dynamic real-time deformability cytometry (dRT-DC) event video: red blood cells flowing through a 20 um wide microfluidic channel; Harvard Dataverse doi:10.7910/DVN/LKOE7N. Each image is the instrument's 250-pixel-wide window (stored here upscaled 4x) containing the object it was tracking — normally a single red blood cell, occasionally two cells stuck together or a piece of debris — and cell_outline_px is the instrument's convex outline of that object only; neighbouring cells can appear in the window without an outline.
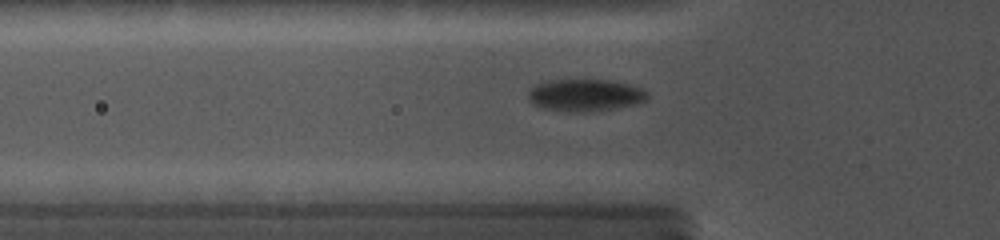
{"species": "common noctule bat (a hibernating species)", "species_latin": "Nyctalus noctula", "temperature_condition": "cold", "stored_images_in_passage": 51, "camera_frame_rate_fps": 5000, "um_per_image_px": 0.085, "animal": {"sex": "female", "body_mass_g": 19.0, "forearm_length_mm": 56.7}, "frame": {"image": 1, "passage_image": 10, "time_ms": 3.4, "image_size_px": [1000, 240], "cell_outline_px": [[648, 96], [644, 100], [632, 104], [616, 108], [584, 112], [568, 112], [544, 108], [536, 104], [528, 96], [528, 92], [536, 84], [552, 80], [612, 80], [628, 84], [640, 88], [648, 92]], "centroid_in_image_um": [49.75, 8.08], "position_along_channel_um": 76.1, "area_um2": 21.91}}
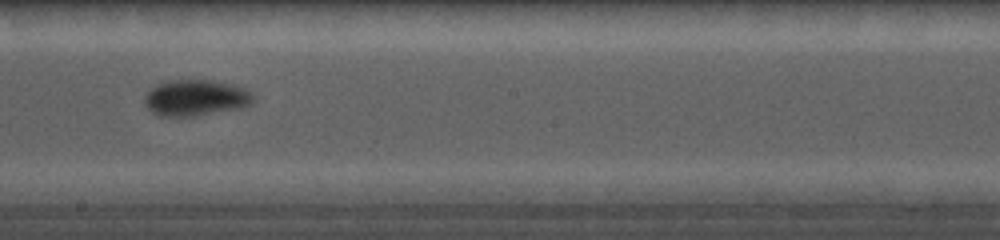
{"frame": {"image": 2, "passage_image": 26, "time_ms": 7.4, "image_size_px": [1000, 240], "cell_outline_px": [[248, 104], [240, 108], [196, 116], [156, 116], [144, 104], [144, 96], [156, 84], [168, 80], [212, 80], [240, 88], [248, 96]], "centroid_in_image_um": [16.45, 8.33], "position_along_channel_um": 231.8, "area_um2": 22.14}}
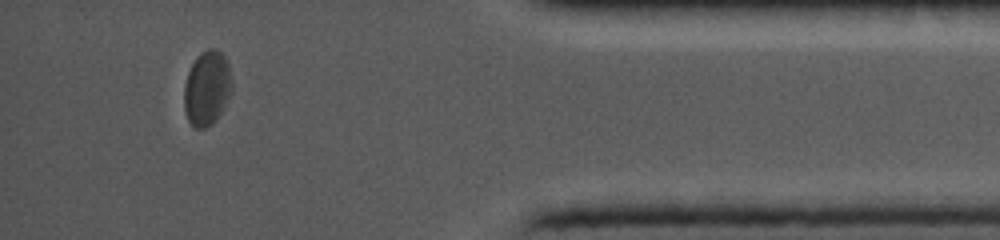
{"frame": {"image": 3, "passage_image": 47, "time_ms": 12.8, "image_size_px": [1000, 240], "cell_outline_px": [[232, 88], [216, 120], [212, 124], [204, 128], [192, 128], [188, 120], [184, 108], [184, 84], [188, 72], [196, 56], [200, 52], [208, 48], [216, 48], [224, 56], [228, 64]], "centroid_in_image_um": [17.56, 7.48], "position_along_channel_um": 417.6, "area_um2": 20.69}}